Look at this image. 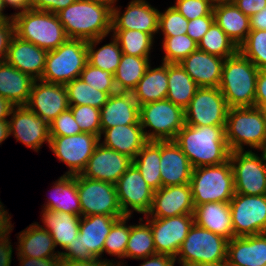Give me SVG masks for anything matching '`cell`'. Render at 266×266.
Instances as JSON below:
<instances>
[{"instance_id":"obj_53","label":"cell","mask_w":266,"mask_h":266,"mask_svg":"<svg viewBox=\"0 0 266 266\" xmlns=\"http://www.w3.org/2000/svg\"><path fill=\"white\" fill-rule=\"evenodd\" d=\"M214 22V15L189 20L186 34L198 43Z\"/></svg>"},{"instance_id":"obj_70","label":"cell","mask_w":266,"mask_h":266,"mask_svg":"<svg viewBox=\"0 0 266 266\" xmlns=\"http://www.w3.org/2000/svg\"><path fill=\"white\" fill-rule=\"evenodd\" d=\"M225 266H239V265L233 264V263L229 262V261L226 259V260H225Z\"/></svg>"},{"instance_id":"obj_39","label":"cell","mask_w":266,"mask_h":266,"mask_svg":"<svg viewBox=\"0 0 266 266\" xmlns=\"http://www.w3.org/2000/svg\"><path fill=\"white\" fill-rule=\"evenodd\" d=\"M111 37L110 43L102 45L98 49H96V46L106 37H99L87 41V60L89 64L114 75L123 53L118 41L113 35Z\"/></svg>"},{"instance_id":"obj_49","label":"cell","mask_w":266,"mask_h":266,"mask_svg":"<svg viewBox=\"0 0 266 266\" xmlns=\"http://www.w3.org/2000/svg\"><path fill=\"white\" fill-rule=\"evenodd\" d=\"M79 78L89 84L92 88L106 92L109 96L118 92L114 82V75L108 71L97 68L88 62Z\"/></svg>"},{"instance_id":"obj_46","label":"cell","mask_w":266,"mask_h":266,"mask_svg":"<svg viewBox=\"0 0 266 266\" xmlns=\"http://www.w3.org/2000/svg\"><path fill=\"white\" fill-rule=\"evenodd\" d=\"M238 51L259 70L266 69V30H250Z\"/></svg>"},{"instance_id":"obj_42","label":"cell","mask_w":266,"mask_h":266,"mask_svg":"<svg viewBox=\"0 0 266 266\" xmlns=\"http://www.w3.org/2000/svg\"><path fill=\"white\" fill-rule=\"evenodd\" d=\"M198 49L225 59L238 52V47L216 22L211 25L198 42Z\"/></svg>"},{"instance_id":"obj_67","label":"cell","mask_w":266,"mask_h":266,"mask_svg":"<svg viewBox=\"0 0 266 266\" xmlns=\"http://www.w3.org/2000/svg\"><path fill=\"white\" fill-rule=\"evenodd\" d=\"M178 261V262H177ZM175 263L180 264L181 266H190L188 263L181 261V260H177L176 258H174L171 263L170 266H175Z\"/></svg>"},{"instance_id":"obj_13","label":"cell","mask_w":266,"mask_h":266,"mask_svg":"<svg viewBox=\"0 0 266 266\" xmlns=\"http://www.w3.org/2000/svg\"><path fill=\"white\" fill-rule=\"evenodd\" d=\"M228 105L219 87H199L184 109L185 124L226 126Z\"/></svg>"},{"instance_id":"obj_38","label":"cell","mask_w":266,"mask_h":266,"mask_svg":"<svg viewBox=\"0 0 266 266\" xmlns=\"http://www.w3.org/2000/svg\"><path fill=\"white\" fill-rule=\"evenodd\" d=\"M150 57H137L124 54L114 74L118 92H132L150 65Z\"/></svg>"},{"instance_id":"obj_68","label":"cell","mask_w":266,"mask_h":266,"mask_svg":"<svg viewBox=\"0 0 266 266\" xmlns=\"http://www.w3.org/2000/svg\"><path fill=\"white\" fill-rule=\"evenodd\" d=\"M196 266H225V261H223V262H217V263H209V264L196 265Z\"/></svg>"},{"instance_id":"obj_27","label":"cell","mask_w":266,"mask_h":266,"mask_svg":"<svg viewBox=\"0 0 266 266\" xmlns=\"http://www.w3.org/2000/svg\"><path fill=\"white\" fill-rule=\"evenodd\" d=\"M102 136L104 137L103 141H101ZM147 142L141 124L117 125L101 130L99 138V143L128 156L132 160Z\"/></svg>"},{"instance_id":"obj_18","label":"cell","mask_w":266,"mask_h":266,"mask_svg":"<svg viewBox=\"0 0 266 266\" xmlns=\"http://www.w3.org/2000/svg\"><path fill=\"white\" fill-rule=\"evenodd\" d=\"M9 120L10 135L16 142L38 152L42 144H50L49 123L31 111L27 106H14Z\"/></svg>"},{"instance_id":"obj_43","label":"cell","mask_w":266,"mask_h":266,"mask_svg":"<svg viewBox=\"0 0 266 266\" xmlns=\"http://www.w3.org/2000/svg\"><path fill=\"white\" fill-rule=\"evenodd\" d=\"M65 86L69 105H89L101 109L109 97L106 92L92 88L81 78H75Z\"/></svg>"},{"instance_id":"obj_33","label":"cell","mask_w":266,"mask_h":266,"mask_svg":"<svg viewBox=\"0 0 266 266\" xmlns=\"http://www.w3.org/2000/svg\"><path fill=\"white\" fill-rule=\"evenodd\" d=\"M213 13L218 26L239 47L251 30L249 17L239 10L233 2L215 4Z\"/></svg>"},{"instance_id":"obj_4","label":"cell","mask_w":266,"mask_h":266,"mask_svg":"<svg viewBox=\"0 0 266 266\" xmlns=\"http://www.w3.org/2000/svg\"><path fill=\"white\" fill-rule=\"evenodd\" d=\"M259 69L239 51L225 59L219 90L229 108L254 107Z\"/></svg>"},{"instance_id":"obj_1","label":"cell","mask_w":266,"mask_h":266,"mask_svg":"<svg viewBox=\"0 0 266 266\" xmlns=\"http://www.w3.org/2000/svg\"><path fill=\"white\" fill-rule=\"evenodd\" d=\"M174 142L188 157L193 168L220 165L229 160L231 151L225 138V126L185 124Z\"/></svg>"},{"instance_id":"obj_65","label":"cell","mask_w":266,"mask_h":266,"mask_svg":"<svg viewBox=\"0 0 266 266\" xmlns=\"http://www.w3.org/2000/svg\"><path fill=\"white\" fill-rule=\"evenodd\" d=\"M5 5H4V2L3 0H0V19L1 20H12L13 19V15H7V14H4V10H5Z\"/></svg>"},{"instance_id":"obj_59","label":"cell","mask_w":266,"mask_h":266,"mask_svg":"<svg viewBox=\"0 0 266 266\" xmlns=\"http://www.w3.org/2000/svg\"><path fill=\"white\" fill-rule=\"evenodd\" d=\"M19 266H60L61 257L52 258H30L24 256H17Z\"/></svg>"},{"instance_id":"obj_56","label":"cell","mask_w":266,"mask_h":266,"mask_svg":"<svg viewBox=\"0 0 266 266\" xmlns=\"http://www.w3.org/2000/svg\"><path fill=\"white\" fill-rule=\"evenodd\" d=\"M113 261H114L113 259L107 260V258L106 259L94 258L90 261H77L61 257L60 266H122L123 264H125L122 262V260L121 261L116 260V262Z\"/></svg>"},{"instance_id":"obj_28","label":"cell","mask_w":266,"mask_h":266,"mask_svg":"<svg viewBox=\"0 0 266 266\" xmlns=\"http://www.w3.org/2000/svg\"><path fill=\"white\" fill-rule=\"evenodd\" d=\"M227 260L239 266H266V233L228 240Z\"/></svg>"},{"instance_id":"obj_9","label":"cell","mask_w":266,"mask_h":266,"mask_svg":"<svg viewBox=\"0 0 266 266\" xmlns=\"http://www.w3.org/2000/svg\"><path fill=\"white\" fill-rule=\"evenodd\" d=\"M139 121L148 141L174 140L185 125V113L182 107L164 99L141 105Z\"/></svg>"},{"instance_id":"obj_5","label":"cell","mask_w":266,"mask_h":266,"mask_svg":"<svg viewBox=\"0 0 266 266\" xmlns=\"http://www.w3.org/2000/svg\"><path fill=\"white\" fill-rule=\"evenodd\" d=\"M12 20L16 36L47 52L68 39L57 14L29 9L14 14Z\"/></svg>"},{"instance_id":"obj_54","label":"cell","mask_w":266,"mask_h":266,"mask_svg":"<svg viewBox=\"0 0 266 266\" xmlns=\"http://www.w3.org/2000/svg\"><path fill=\"white\" fill-rule=\"evenodd\" d=\"M14 35L13 20L0 22V62H5L8 54L10 41Z\"/></svg>"},{"instance_id":"obj_51","label":"cell","mask_w":266,"mask_h":266,"mask_svg":"<svg viewBox=\"0 0 266 266\" xmlns=\"http://www.w3.org/2000/svg\"><path fill=\"white\" fill-rule=\"evenodd\" d=\"M210 0H176L173 7L188 21L202 16L214 15Z\"/></svg>"},{"instance_id":"obj_63","label":"cell","mask_w":266,"mask_h":266,"mask_svg":"<svg viewBox=\"0 0 266 266\" xmlns=\"http://www.w3.org/2000/svg\"><path fill=\"white\" fill-rule=\"evenodd\" d=\"M14 107L8 100L0 96V121L8 120L11 110Z\"/></svg>"},{"instance_id":"obj_40","label":"cell","mask_w":266,"mask_h":266,"mask_svg":"<svg viewBox=\"0 0 266 266\" xmlns=\"http://www.w3.org/2000/svg\"><path fill=\"white\" fill-rule=\"evenodd\" d=\"M156 254L153 241V233L150 225L143 218H139V224H130V235L126 247L125 258L142 259Z\"/></svg>"},{"instance_id":"obj_34","label":"cell","mask_w":266,"mask_h":266,"mask_svg":"<svg viewBox=\"0 0 266 266\" xmlns=\"http://www.w3.org/2000/svg\"><path fill=\"white\" fill-rule=\"evenodd\" d=\"M168 92V63H163L156 68L151 64L147 67L144 76L132 91L134 99L139 106L160 101L167 98Z\"/></svg>"},{"instance_id":"obj_66","label":"cell","mask_w":266,"mask_h":266,"mask_svg":"<svg viewBox=\"0 0 266 266\" xmlns=\"http://www.w3.org/2000/svg\"><path fill=\"white\" fill-rule=\"evenodd\" d=\"M91 1L106 4L111 8H113L116 5V3L118 2V0H91Z\"/></svg>"},{"instance_id":"obj_11","label":"cell","mask_w":266,"mask_h":266,"mask_svg":"<svg viewBox=\"0 0 266 266\" xmlns=\"http://www.w3.org/2000/svg\"><path fill=\"white\" fill-rule=\"evenodd\" d=\"M231 151L229 161L232 167L235 193L245 195H266V151Z\"/></svg>"},{"instance_id":"obj_57","label":"cell","mask_w":266,"mask_h":266,"mask_svg":"<svg viewBox=\"0 0 266 266\" xmlns=\"http://www.w3.org/2000/svg\"><path fill=\"white\" fill-rule=\"evenodd\" d=\"M254 106L266 111V69L259 70Z\"/></svg>"},{"instance_id":"obj_50","label":"cell","mask_w":266,"mask_h":266,"mask_svg":"<svg viewBox=\"0 0 266 266\" xmlns=\"http://www.w3.org/2000/svg\"><path fill=\"white\" fill-rule=\"evenodd\" d=\"M2 202L0 203V266H11L13 246L10 242V232L14 229L11 217Z\"/></svg>"},{"instance_id":"obj_21","label":"cell","mask_w":266,"mask_h":266,"mask_svg":"<svg viewBox=\"0 0 266 266\" xmlns=\"http://www.w3.org/2000/svg\"><path fill=\"white\" fill-rule=\"evenodd\" d=\"M132 163L128 156L98 143L80 175L115 185Z\"/></svg>"},{"instance_id":"obj_26","label":"cell","mask_w":266,"mask_h":266,"mask_svg":"<svg viewBox=\"0 0 266 266\" xmlns=\"http://www.w3.org/2000/svg\"><path fill=\"white\" fill-rule=\"evenodd\" d=\"M140 106L132 92H117L108 97L100 109L101 130L117 125L140 124Z\"/></svg>"},{"instance_id":"obj_7","label":"cell","mask_w":266,"mask_h":266,"mask_svg":"<svg viewBox=\"0 0 266 266\" xmlns=\"http://www.w3.org/2000/svg\"><path fill=\"white\" fill-rule=\"evenodd\" d=\"M124 216L90 215L81 216L77 237L68 245L60 256L77 261L102 259L105 239L112 225Z\"/></svg>"},{"instance_id":"obj_48","label":"cell","mask_w":266,"mask_h":266,"mask_svg":"<svg viewBox=\"0 0 266 266\" xmlns=\"http://www.w3.org/2000/svg\"><path fill=\"white\" fill-rule=\"evenodd\" d=\"M187 26L188 20L173 6L159 14L158 33L161 32L163 38L184 35L187 32Z\"/></svg>"},{"instance_id":"obj_10","label":"cell","mask_w":266,"mask_h":266,"mask_svg":"<svg viewBox=\"0 0 266 266\" xmlns=\"http://www.w3.org/2000/svg\"><path fill=\"white\" fill-rule=\"evenodd\" d=\"M228 239L193 224L176 255L190 266L223 262L227 259Z\"/></svg>"},{"instance_id":"obj_16","label":"cell","mask_w":266,"mask_h":266,"mask_svg":"<svg viewBox=\"0 0 266 266\" xmlns=\"http://www.w3.org/2000/svg\"><path fill=\"white\" fill-rule=\"evenodd\" d=\"M115 187L125 216L133 217L134 211L144 216L150 212L155 191L148 186L133 163L119 178Z\"/></svg>"},{"instance_id":"obj_30","label":"cell","mask_w":266,"mask_h":266,"mask_svg":"<svg viewBox=\"0 0 266 266\" xmlns=\"http://www.w3.org/2000/svg\"><path fill=\"white\" fill-rule=\"evenodd\" d=\"M194 223L228 240L234 237L229 202H208L194 209Z\"/></svg>"},{"instance_id":"obj_3","label":"cell","mask_w":266,"mask_h":266,"mask_svg":"<svg viewBox=\"0 0 266 266\" xmlns=\"http://www.w3.org/2000/svg\"><path fill=\"white\" fill-rule=\"evenodd\" d=\"M225 138L230 151H266V111L258 107L228 109Z\"/></svg>"},{"instance_id":"obj_2","label":"cell","mask_w":266,"mask_h":266,"mask_svg":"<svg viewBox=\"0 0 266 266\" xmlns=\"http://www.w3.org/2000/svg\"><path fill=\"white\" fill-rule=\"evenodd\" d=\"M68 39L89 41L112 35V8L91 0H76L57 13Z\"/></svg>"},{"instance_id":"obj_44","label":"cell","mask_w":266,"mask_h":266,"mask_svg":"<svg viewBox=\"0 0 266 266\" xmlns=\"http://www.w3.org/2000/svg\"><path fill=\"white\" fill-rule=\"evenodd\" d=\"M131 219V216H124L119 218L111 227L109 234L107 235L103 247L104 253L110 256L125 258L126 247L130 235V225L127 222Z\"/></svg>"},{"instance_id":"obj_55","label":"cell","mask_w":266,"mask_h":266,"mask_svg":"<svg viewBox=\"0 0 266 266\" xmlns=\"http://www.w3.org/2000/svg\"><path fill=\"white\" fill-rule=\"evenodd\" d=\"M76 0H31V9L57 14Z\"/></svg>"},{"instance_id":"obj_14","label":"cell","mask_w":266,"mask_h":266,"mask_svg":"<svg viewBox=\"0 0 266 266\" xmlns=\"http://www.w3.org/2000/svg\"><path fill=\"white\" fill-rule=\"evenodd\" d=\"M229 204L234 237L266 233V195L235 193Z\"/></svg>"},{"instance_id":"obj_12","label":"cell","mask_w":266,"mask_h":266,"mask_svg":"<svg viewBox=\"0 0 266 266\" xmlns=\"http://www.w3.org/2000/svg\"><path fill=\"white\" fill-rule=\"evenodd\" d=\"M81 216H125L120 207L114 184L77 175Z\"/></svg>"},{"instance_id":"obj_37","label":"cell","mask_w":266,"mask_h":266,"mask_svg":"<svg viewBox=\"0 0 266 266\" xmlns=\"http://www.w3.org/2000/svg\"><path fill=\"white\" fill-rule=\"evenodd\" d=\"M160 159L161 141H148L133 159V164L154 191L162 187Z\"/></svg>"},{"instance_id":"obj_52","label":"cell","mask_w":266,"mask_h":266,"mask_svg":"<svg viewBox=\"0 0 266 266\" xmlns=\"http://www.w3.org/2000/svg\"><path fill=\"white\" fill-rule=\"evenodd\" d=\"M82 133L70 109L60 113L49 123L50 136H71Z\"/></svg>"},{"instance_id":"obj_35","label":"cell","mask_w":266,"mask_h":266,"mask_svg":"<svg viewBox=\"0 0 266 266\" xmlns=\"http://www.w3.org/2000/svg\"><path fill=\"white\" fill-rule=\"evenodd\" d=\"M50 197L43 209L62 211L81 216V204L77 190V175H62L53 182Z\"/></svg>"},{"instance_id":"obj_47","label":"cell","mask_w":266,"mask_h":266,"mask_svg":"<svg viewBox=\"0 0 266 266\" xmlns=\"http://www.w3.org/2000/svg\"><path fill=\"white\" fill-rule=\"evenodd\" d=\"M82 132L101 136L100 109L89 105H69Z\"/></svg>"},{"instance_id":"obj_32","label":"cell","mask_w":266,"mask_h":266,"mask_svg":"<svg viewBox=\"0 0 266 266\" xmlns=\"http://www.w3.org/2000/svg\"><path fill=\"white\" fill-rule=\"evenodd\" d=\"M41 213L43 226H40L50 233L56 248L60 246L64 251L78 236L81 216L48 209H43Z\"/></svg>"},{"instance_id":"obj_41","label":"cell","mask_w":266,"mask_h":266,"mask_svg":"<svg viewBox=\"0 0 266 266\" xmlns=\"http://www.w3.org/2000/svg\"><path fill=\"white\" fill-rule=\"evenodd\" d=\"M122 53L137 57H150L154 38L149 33L138 30H112Z\"/></svg>"},{"instance_id":"obj_6","label":"cell","mask_w":266,"mask_h":266,"mask_svg":"<svg viewBox=\"0 0 266 266\" xmlns=\"http://www.w3.org/2000/svg\"><path fill=\"white\" fill-rule=\"evenodd\" d=\"M190 186L195 207L208 202H230L235 194L230 161L193 168Z\"/></svg>"},{"instance_id":"obj_24","label":"cell","mask_w":266,"mask_h":266,"mask_svg":"<svg viewBox=\"0 0 266 266\" xmlns=\"http://www.w3.org/2000/svg\"><path fill=\"white\" fill-rule=\"evenodd\" d=\"M47 54L46 50L14 34L9 44L6 62L39 80L45 70Z\"/></svg>"},{"instance_id":"obj_15","label":"cell","mask_w":266,"mask_h":266,"mask_svg":"<svg viewBox=\"0 0 266 266\" xmlns=\"http://www.w3.org/2000/svg\"><path fill=\"white\" fill-rule=\"evenodd\" d=\"M98 143L97 135L82 132L71 136H50L49 148L60 162L69 167L65 175H78L86 167Z\"/></svg>"},{"instance_id":"obj_58","label":"cell","mask_w":266,"mask_h":266,"mask_svg":"<svg viewBox=\"0 0 266 266\" xmlns=\"http://www.w3.org/2000/svg\"><path fill=\"white\" fill-rule=\"evenodd\" d=\"M233 3L249 18L266 7V0H233Z\"/></svg>"},{"instance_id":"obj_62","label":"cell","mask_w":266,"mask_h":266,"mask_svg":"<svg viewBox=\"0 0 266 266\" xmlns=\"http://www.w3.org/2000/svg\"><path fill=\"white\" fill-rule=\"evenodd\" d=\"M5 7H12L15 11L12 15L31 9V0H3Z\"/></svg>"},{"instance_id":"obj_22","label":"cell","mask_w":266,"mask_h":266,"mask_svg":"<svg viewBox=\"0 0 266 266\" xmlns=\"http://www.w3.org/2000/svg\"><path fill=\"white\" fill-rule=\"evenodd\" d=\"M190 184L161 187L154 192L150 212L145 217L166 218L194 214Z\"/></svg>"},{"instance_id":"obj_61","label":"cell","mask_w":266,"mask_h":266,"mask_svg":"<svg viewBox=\"0 0 266 266\" xmlns=\"http://www.w3.org/2000/svg\"><path fill=\"white\" fill-rule=\"evenodd\" d=\"M251 30H266V7L249 18Z\"/></svg>"},{"instance_id":"obj_45","label":"cell","mask_w":266,"mask_h":266,"mask_svg":"<svg viewBox=\"0 0 266 266\" xmlns=\"http://www.w3.org/2000/svg\"><path fill=\"white\" fill-rule=\"evenodd\" d=\"M163 63H180L189 54L198 49V43L187 34L163 38Z\"/></svg>"},{"instance_id":"obj_20","label":"cell","mask_w":266,"mask_h":266,"mask_svg":"<svg viewBox=\"0 0 266 266\" xmlns=\"http://www.w3.org/2000/svg\"><path fill=\"white\" fill-rule=\"evenodd\" d=\"M26 106L50 123L70 107L66 86L35 80Z\"/></svg>"},{"instance_id":"obj_60","label":"cell","mask_w":266,"mask_h":266,"mask_svg":"<svg viewBox=\"0 0 266 266\" xmlns=\"http://www.w3.org/2000/svg\"><path fill=\"white\" fill-rule=\"evenodd\" d=\"M173 259L174 258L171 256L156 253L154 255L138 260L144 261L143 263L140 264V266H170V263Z\"/></svg>"},{"instance_id":"obj_25","label":"cell","mask_w":266,"mask_h":266,"mask_svg":"<svg viewBox=\"0 0 266 266\" xmlns=\"http://www.w3.org/2000/svg\"><path fill=\"white\" fill-rule=\"evenodd\" d=\"M225 58L197 49L179 64L199 87H219Z\"/></svg>"},{"instance_id":"obj_29","label":"cell","mask_w":266,"mask_h":266,"mask_svg":"<svg viewBox=\"0 0 266 266\" xmlns=\"http://www.w3.org/2000/svg\"><path fill=\"white\" fill-rule=\"evenodd\" d=\"M18 234L17 256L37 259L61 257V250L55 251L56 246L52 236L38 222L30 224Z\"/></svg>"},{"instance_id":"obj_23","label":"cell","mask_w":266,"mask_h":266,"mask_svg":"<svg viewBox=\"0 0 266 266\" xmlns=\"http://www.w3.org/2000/svg\"><path fill=\"white\" fill-rule=\"evenodd\" d=\"M162 187L190 184L193 166L174 140L161 141Z\"/></svg>"},{"instance_id":"obj_8","label":"cell","mask_w":266,"mask_h":266,"mask_svg":"<svg viewBox=\"0 0 266 266\" xmlns=\"http://www.w3.org/2000/svg\"><path fill=\"white\" fill-rule=\"evenodd\" d=\"M87 62V41L67 39L55 50L48 51L45 70L40 80L66 85L80 77Z\"/></svg>"},{"instance_id":"obj_64","label":"cell","mask_w":266,"mask_h":266,"mask_svg":"<svg viewBox=\"0 0 266 266\" xmlns=\"http://www.w3.org/2000/svg\"><path fill=\"white\" fill-rule=\"evenodd\" d=\"M10 135V125L9 120L0 121V145L5 141Z\"/></svg>"},{"instance_id":"obj_17","label":"cell","mask_w":266,"mask_h":266,"mask_svg":"<svg viewBox=\"0 0 266 266\" xmlns=\"http://www.w3.org/2000/svg\"><path fill=\"white\" fill-rule=\"evenodd\" d=\"M144 219L152 230L156 253L176 258L182 242L194 224V214Z\"/></svg>"},{"instance_id":"obj_36","label":"cell","mask_w":266,"mask_h":266,"mask_svg":"<svg viewBox=\"0 0 266 266\" xmlns=\"http://www.w3.org/2000/svg\"><path fill=\"white\" fill-rule=\"evenodd\" d=\"M199 86L179 63H168L167 100L185 109Z\"/></svg>"},{"instance_id":"obj_69","label":"cell","mask_w":266,"mask_h":266,"mask_svg":"<svg viewBox=\"0 0 266 266\" xmlns=\"http://www.w3.org/2000/svg\"><path fill=\"white\" fill-rule=\"evenodd\" d=\"M214 5L219 3L233 2V0H210Z\"/></svg>"},{"instance_id":"obj_19","label":"cell","mask_w":266,"mask_h":266,"mask_svg":"<svg viewBox=\"0 0 266 266\" xmlns=\"http://www.w3.org/2000/svg\"><path fill=\"white\" fill-rule=\"evenodd\" d=\"M160 11L147 0H131L123 13L120 6L112 8V30H138L153 38L158 33Z\"/></svg>"},{"instance_id":"obj_31","label":"cell","mask_w":266,"mask_h":266,"mask_svg":"<svg viewBox=\"0 0 266 266\" xmlns=\"http://www.w3.org/2000/svg\"><path fill=\"white\" fill-rule=\"evenodd\" d=\"M35 79L6 61L0 62V96L14 106H26Z\"/></svg>"}]
</instances>
